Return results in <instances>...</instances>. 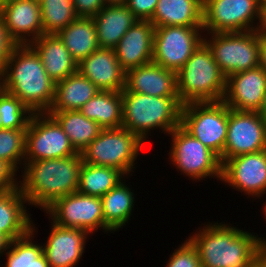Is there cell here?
I'll return each mask as SVG.
<instances>
[{"label":"cell","instance_id":"obj_1","mask_svg":"<svg viewBox=\"0 0 266 267\" xmlns=\"http://www.w3.org/2000/svg\"><path fill=\"white\" fill-rule=\"evenodd\" d=\"M82 165L81 153L24 163L19 187L28 205L45 211L57 199L77 192Z\"/></svg>","mask_w":266,"mask_h":267},{"label":"cell","instance_id":"obj_2","mask_svg":"<svg viewBox=\"0 0 266 267\" xmlns=\"http://www.w3.org/2000/svg\"><path fill=\"white\" fill-rule=\"evenodd\" d=\"M210 223L188 238L198 251L202 267H250L262 254L255 233L223 222Z\"/></svg>","mask_w":266,"mask_h":267},{"label":"cell","instance_id":"obj_3","mask_svg":"<svg viewBox=\"0 0 266 267\" xmlns=\"http://www.w3.org/2000/svg\"><path fill=\"white\" fill-rule=\"evenodd\" d=\"M3 76L5 91L16 96L33 113L49 111L55 97V82L29 44L13 48Z\"/></svg>","mask_w":266,"mask_h":267},{"label":"cell","instance_id":"obj_4","mask_svg":"<svg viewBox=\"0 0 266 267\" xmlns=\"http://www.w3.org/2000/svg\"><path fill=\"white\" fill-rule=\"evenodd\" d=\"M122 127L144 143L151 130L169 134L180 125L182 104L179 97H156L122 91Z\"/></svg>","mask_w":266,"mask_h":267},{"label":"cell","instance_id":"obj_5","mask_svg":"<svg viewBox=\"0 0 266 267\" xmlns=\"http://www.w3.org/2000/svg\"><path fill=\"white\" fill-rule=\"evenodd\" d=\"M226 90V77L203 41L177 72V91L182 105L220 102Z\"/></svg>","mask_w":266,"mask_h":267},{"label":"cell","instance_id":"obj_6","mask_svg":"<svg viewBox=\"0 0 266 267\" xmlns=\"http://www.w3.org/2000/svg\"><path fill=\"white\" fill-rule=\"evenodd\" d=\"M144 144L124 127L102 129L81 152V157L84 163L118 169L128 178Z\"/></svg>","mask_w":266,"mask_h":267},{"label":"cell","instance_id":"obj_7","mask_svg":"<svg viewBox=\"0 0 266 267\" xmlns=\"http://www.w3.org/2000/svg\"><path fill=\"white\" fill-rule=\"evenodd\" d=\"M180 125L223 163L228 129V106L223 101L182 105Z\"/></svg>","mask_w":266,"mask_h":267},{"label":"cell","instance_id":"obj_8","mask_svg":"<svg viewBox=\"0 0 266 267\" xmlns=\"http://www.w3.org/2000/svg\"><path fill=\"white\" fill-rule=\"evenodd\" d=\"M205 34H209L210 40ZM205 34L203 41L210 48L215 62L226 78L259 66V33L257 30Z\"/></svg>","mask_w":266,"mask_h":267},{"label":"cell","instance_id":"obj_9","mask_svg":"<svg viewBox=\"0 0 266 267\" xmlns=\"http://www.w3.org/2000/svg\"><path fill=\"white\" fill-rule=\"evenodd\" d=\"M169 135L172 139L169 159L181 174L196 181L208 177H215L221 181L222 164L213 151L181 125L173 129Z\"/></svg>","mask_w":266,"mask_h":267},{"label":"cell","instance_id":"obj_10","mask_svg":"<svg viewBox=\"0 0 266 267\" xmlns=\"http://www.w3.org/2000/svg\"><path fill=\"white\" fill-rule=\"evenodd\" d=\"M260 16L258 0H203L204 33L255 31Z\"/></svg>","mask_w":266,"mask_h":267},{"label":"cell","instance_id":"obj_11","mask_svg":"<svg viewBox=\"0 0 266 267\" xmlns=\"http://www.w3.org/2000/svg\"><path fill=\"white\" fill-rule=\"evenodd\" d=\"M76 154L67 134L51 115L33 113L26 131L24 163Z\"/></svg>","mask_w":266,"mask_h":267},{"label":"cell","instance_id":"obj_12","mask_svg":"<svg viewBox=\"0 0 266 267\" xmlns=\"http://www.w3.org/2000/svg\"><path fill=\"white\" fill-rule=\"evenodd\" d=\"M203 27H155L152 62L178 72L203 42Z\"/></svg>","mask_w":266,"mask_h":267},{"label":"cell","instance_id":"obj_13","mask_svg":"<svg viewBox=\"0 0 266 267\" xmlns=\"http://www.w3.org/2000/svg\"><path fill=\"white\" fill-rule=\"evenodd\" d=\"M45 211L61 227L81 229L90 234L98 229L112 233L105 225L100 197L74 192L57 199Z\"/></svg>","mask_w":266,"mask_h":267},{"label":"cell","instance_id":"obj_14","mask_svg":"<svg viewBox=\"0 0 266 267\" xmlns=\"http://www.w3.org/2000/svg\"><path fill=\"white\" fill-rule=\"evenodd\" d=\"M266 149V121L258 111H237L228 107V129L223 162L232 157Z\"/></svg>","mask_w":266,"mask_h":267},{"label":"cell","instance_id":"obj_15","mask_svg":"<svg viewBox=\"0 0 266 267\" xmlns=\"http://www.w3.org/2000/svg\"><path fill=\"white\" fill-rule=\"evenodd\" d=\"M221 181L248 197H263L266 194V149L225 160Z\"/></svg>","mask_w":266,"mask_h":267},{"label":"cell","instance_id":"obj_16","mask_svg":"<svg viewBox=\"0 0 266 267\" xmlns=\"http://www.w3.org/2000/svg\"><path fill=\"white\" fill-rule=\"evenodd\" d=\"M266 96V72L260 67L229 75L223 102L237 111H259Z\"/></svg>","mask_w":266,"mask_h":267},{"label":"cell","instance_id":"obj_17","mask_svg":"<svg viewBox=\"0 0 266 267\" xmlns=\"http://www.w3.org/2000/svg\"><path fill=\"white\" fill-rule=\"evenodd\" d=\"M9 37L17 45H27L44 34L40 2L20 0L0 7Z\"/></svg>","mask_w":266,"mask_h":267},{"label":"cell","instance_id":"obj_18","mask_svg":"<svg viewBox=\"0 0 266 267\" xmlns=\"http://www.w3.org/2000/svg\"><path fill=\"white\" fill-rule=\"evenodd\" d=\"M51 231L43 244L50 267H73L82 260L85 243L91 234L85 230L61 227L52 220ZM89 235V236H88Z\"/></svg>","mask_w":266,"mask_h":267},{"label":"cell","instance_id":"obj_19","mask_svg":"<svg viewBox=\"0 0 266 267\" xmlns=\"http://www.w3.org/2000/svg\"><path fill=\"white\" fill-rule=\"evenodd\" d=\"M77 71L103 91L122 92L126 71L114 49L99 48L77 64Z\"/></svg>","mask_w":266,"mask_h":267},{"label":"cell","instance_id":"obj_20","mask_svg":"<svg viewBox=\"0 0 266 267\" xmlns=\"http://www.w3.org/2000/svg\"><path fill=\"white\" fill-rule=\"evenodd\" d=\"M156 97H179L177 72L165 69L153 62L126 71L125 88Z\"/></svg>","mask_w":266,"mask_h":267},{"label":"cell","instance_id":"obj_21","mask_svg":"<svg viewBox=\"0 0 266 267\" xmlns=\"http://www.w3.org/2000/svg\"><path fill=\"white\" fill-rule=\"evenodd\" d=\"M154 32L149 20H138L120 39L114 52L125 71L152 62Z\"/></svg>","mask_w":266,"mask_h":267},{"label":"cell","instance_id":"obj_22","mask_svg":"<svg viewBox=\"0 0 266 267\" xmlns=\"http://www.w3.org/2000/svg\"><path fill=\"white\" fill-rule=\"evenodd\" d=\"M29 45L39 55L46 73L55 83L77 72L78 63L58 34H43Z\"/></svg>","mask_w":266,"mask_h":267},{"label":"cell","instance_id":"obj_23","mask_svg":"<svg viewBox=\"0 0 266 267\" xmlns=\"http://www.w3.org/2000/svg\"><path fill=\"white\" fill-rule=\"evenodd\" d=\"M20 187L0 192V233L10 241L27 235L32 229L31 214Z\"/></svg>","mask_w":266,"mask_h":267},{"label":"cell","instance_id":"obj_24","mask_svg":"<svg viewBox=\"0 0 266 267\" xmlns=\"http://www.w3.org/2000/svg\"><path fill=\"white\" fill-rule=\"evenodd\" d=\"M100 48L114 49L125 33L138 21L124 5H105L93 17Z\"/></svg>","mask_w":266,"mask_h":267},{"label":"cell","instance_id":"obj_25","mask_svg":"<svg viewBox=\"0 0 266 267\" xmlns=\"http://www.w3.org/2000/svg\"><path fill=\"white\" fill-rule=\"evenodd\" d=\"M149 21L154 27H203V0H159Z\"/></svg>","mask_w":266,"mask_h":267},{"label":"cell","instance_id":"obj_26","mask_svg":"<svg viewBox=\"0 0 266 267\" xmlns=\"http://www.w3.org/2000/svg\"><path fill=\"white\" fill-rule=\"evenodd\" d=\"M99 91V88L77 71L55 83L54 101L47 113L80 110Z\"/></svg>","mask_w":266,"mask_h":267},{"label":"cell","instance_id":"obj_27","mask_svg":"<svg viewBox=\"0 0 266 267\" xmlns=\"http://www.w3.org/2000/svg\"><path fill=\"white\" fill-rule=\"evenodd\" d=\"M58 36L77 63L100 48L93 17H77Z\"/></svg>","mask_w":266,"mask_h":267},{"label":"cell","instance_id":"obj_28","mask_svg":"<svg viewBox=\"0 0 266 267\" xmlns=\"http://www.w3.org/2000/svg\"><path fill=\"white\" fill-rule=\"evenodd\" d=\"M79 111L103 129L122 127V94L100 90Z\"/></svg>","mask_w":266,"mask_h":267},{"label":"cell","instance_id":"obj_29","mask_svg":"<svg viewBox=\"0 0 266 267\" xmlns=\"http://www.w3.org/2000/svg\"><path fill=\"white\" fill-rule=\"evenodd\" d=\"M121 181L101 197L105 225L112 231H118L130 220L134 210V192Z\"/></svg>","mask_w":266,"mask_h":267},{"label":"cell","instance_id":"obj_30","mask_svg":"<svg viewBox=\"0 0 266 267\" xmlns=\"http://www.w3.org/2000/svg\"><path fill=\"white\" fill-rule=\"evenodd\" d=\"M48 114L60 124L77 153H81L103 129L79 110L55 111Z\"/></svg>","mask_w":266,"mask_h":267},{"label":"cell","instance_id":"obj_31","mask_svg":"<svg viewBox=\"0 0 266 267\" xmlns=\"http://www.w3.org/2000/svg\"><path fill=\"white\" fill-rule=\"evenodd\" d=\"M125 177L127 176L118 169L83 162L77 192L101 198L121 181H124Z\"/></svg>","mask_w":266,"mask_h":267},{"label":"cell","instance_id":"obj_32","mask_svg":"<svg viewBox=\"0 0 266 267\" xmlns=\"http://www.w3.org/2000/svg\"><path fill=\"white\" fill-rule=\"evenodd\" d=\"M35 225L32 221L31 231L22 238L10 241L4 267H50L43 253V246L34 243Z\"/></svg>","mask_w":266,"mask_h":267},{"label":"cell","instance_id":"obj_33","mask_svg":"<svg viewBox=\"0 0 266 267\" xmlns=\"http://www.w3.org/2000/svg\"><path fill=\"white\" fill-rule=\"evenodd\" d=\"M40 10L44 34H58L78 17L72 0H42Z\"/></svg>","mask_w":266,"mask_h":267},{"label":"cell","instance_id":"obj_34","mask_svg":"<svg viewBox=\"0 0 266 267\" xmlns=\"http://www.w3.org/2000/svg\"><path fill=\"white\" fill-rule=\"evenodd\" d=\"M26 131L27 129H0V159L16 172L24 166Z\"/></svg>","mask_w":266,"mask_h":267},{"label":"cell","instance_id":"obj_35","mask_svg":"<svg viewBox=\"0 0 266 267\" xmlns=\"http://www.w3.org/2000/svg\"><path fill=\"white\" fill-rule=\"evenodd\" d=\"M2 128L27 129L33 112L16 96L4 92L0 96Z\"/></svg>","mask_w":266,"mask_h":267},{"label":"cell","instance_id":"obj_36","mask_svg":"<svg viewBox=\"0 0 266 267\" xmlns=\"http://www.w3.org/2000/svg\"><path fill=\"white\" fill-rule=\"evenodd\" d=\"M170 255L167 267H202L197 249L186 238Z\"/></svg>","mask_w":266,"mask_h":267},{"label":"cell","instance_id":"obj_37","mask_svg":"<svg viewBox=\"0 0 266 267\" xmlns=\"http://www.w3.org/2000/svg\"><path fill=\"white\" fill-rule=\"evenodd\" d=\"M159 0H127L126 6L138 20H150Z\"/></svg>","mask_w":266,"mask_h":267},{"label":"cell","instance_id":"obj_38","mask_svg":"<svg viewBox=\"0 0 266 267\" xmlns=\"http://www.w3.org/2000/svg\"><path fill=\"white\" fill-rule=\"evenodd\" d=\"M16 45L9 37L4 21L0 16V74L4 73L6 62Z\"/></svg>","mask_w":266,"mask_h":267},{"label":"cell","instance_id":"obj_39","mask_svg":"<svg viewBox=\"0 0 266 267\" xmlns=\"http://www.w3.org/2000/svg\"><path fill=\"white\" fill-rule=\"evenodd\" d=\"M78 17H94L105 6L103 0H72Z\"/></svg>","mask_w":266,"mask_h":267},{"label":"cell","instance_id":"obj_40","mask_svg":"<svg viewBox=\"0 0 266 267\" xmlns=\"http://www.w3.org/2000/svg\"><path fill=\"white\" fill-rule=\"evenodd\" d=\"M17 172L4 160L0 159V192L19 186Z\"/></svg>","mask_w":266,"mask_h":267},{"label":"cell","instance_id":"obj_41","mask_svg":"<svg viewBox=\"0 0 266 267\" xmlns=\"http://www.w3.org/2000/svg\"><path fill=\"white\" fill-rule=\"evenodd\" d=\"M259 66L266 72V35L259 33Z\"/></svg>","mask_w":266,"mask_h":267},{"label":"cell","instance_id":"obj_42","mask_svg":"<svg viewBox=\"0 0 266 267\" xmlns=\"http://www.w3.org/2000/svg\"><path fill=\"white\" fill-rule=\"evenodd\" d=\"M257 32L266 35V8L261 10L260 22L257 28Z\"/></svg>","mask_w":266,"mask_h":267},{"label":"cell","instance_id":"obj_43","mask_svg":"<svg viewBox=\"0 0 266 267\" xmlns=\"http://www.w3.org/2000/svg\"><path fill=\"white\" fill-rule=\"evenodd\" d=\"M9 244L10 240L4 234L0 233V257L7 252Z\"/></svg>","mask_w":266,"mask_h":267},{"label":"cell","instance_id":"obj_44","mask_svg":"<svg viewBox=\"0 0 266 267\" xmlns=\"http://www.w3.org/2000/svg\"><path fill=\"white\" fill-rule=\"evenodd\" d=\"M263 214L265 215V220H266V202L265 204H263ZM257 242H258V246L260 248V250L262 251V253H266V240L260 236L257 235Z\"/></svg>","mask_w":266,"mask_h":267},{"label":"cell","instance_id":"obj_45","mask_svg":"<svg viewBox=\"0 0 266 267\" xmlns=\"http://www.w3.org/2000/svg\"><path fill=\"white\" fill-rule=\"evenodd\" d=\"M250 267H266V253L259 255Z\"/></svg>","mask_w":266,"mask_h":267},{"label":"cell","instance_id":"obj_46","mask_svg":"<svg viewBox=\"0 0 266 267\" xmlns=\"http://www.w3.org/2000/svg\"><path fill=\"white\" fill-rule=\"evenodd\" d=\"M105 5H124L127 0H103Z\"/></svg>","mask_w":266,"mask_h":267},{"label":"cell","instance_id":"obj_47","mask_svg":"<svg viewBox=\"0 0 266 267\" xmlns=\"http://www.w3.org/2000/svg\"><path fill=\"white\" fill-rule=\"evenodd\" d=\"M258 113L266 121V96L264 98V101H263L262 106L259 109Z\"/></svg>","mask_w":266,"mask_h":267},{"label":"cell","instance_id":"obj_48","mask_svg":"<svg viewBox=\"0 0 266 267\" xmlns=\"http://www.w3.org/2000/svg\"><path fill=\"white\" fill-rule=\"evenodd\" d=\"M5 92L4 76L0 74V96Z\"/></svg>","mask_w":266,"mask_h":267},{"label":"cell","instance_id":"obj_49","mask_svg":"<svg viewBox=\"0 0 266 267\" xmlns=\"http://www.w3.org/2000/svg\"><path fill=\"white\" fill-rule=\"evenodd\" d=\"M260 10L266 8V0H258Z\"/></svg>","mask_w":266,"mask_h":267},{"label":"cell","instance_id":"obj_50","mask_svg":"<svg viewBox=\"0 0 266 267\" xmlns=\"http://www.w3.org/2000/svg\"><path fill=\"white\" fill-rule=\"evenodd\" d=\"M14 1H20V0H0V7Z\"/></svg>","mask_w":266,"mask_h":267},{"label":"cell","instance_id":"obj_51","mask_svg":"<svg viewBox=\"0 0 266 267\" xmlns=\"http://www.w3.org/2000/svg\"><path fill=\"white\" fill-rule=\"evenodd\" d=\"M0 129H2L1 112H0Z\"/></svg>","mask_w":266,"mask_h":267}]
</instances>
